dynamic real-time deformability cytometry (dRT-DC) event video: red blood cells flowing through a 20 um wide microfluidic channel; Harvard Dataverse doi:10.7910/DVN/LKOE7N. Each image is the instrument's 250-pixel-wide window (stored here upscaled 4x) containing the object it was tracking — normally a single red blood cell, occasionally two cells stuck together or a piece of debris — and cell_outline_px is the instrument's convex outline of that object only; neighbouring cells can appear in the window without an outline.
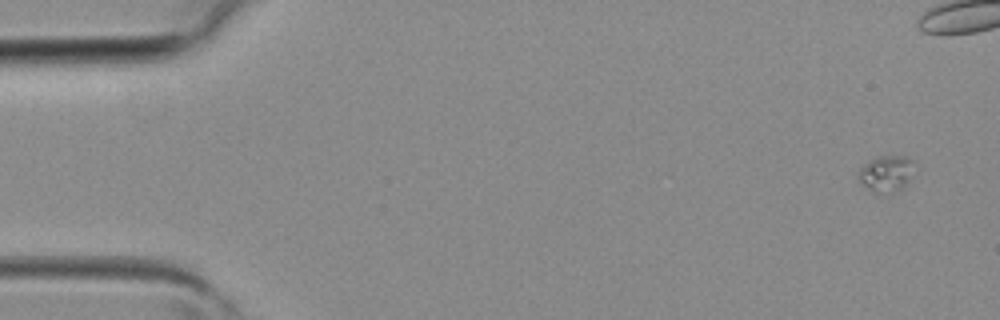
{"species": "common noctule bat (a hibernating species)", "species_latin": "Nyctalus noctula", "temperature_condition": "room temperature", "stored_images_in_passage": 7, "segment_of_instrument_passage": [1, 2], "camera_frame_rate_fps": 3000, "um_per_image_px": 0.085, "animal": {"sex": "female", "body_mass_g": 19.3, "forearm_length_mm": 54.1}, "frame": {"image": 1, "passage_image": 1, "time_ms": 0.0, "image_size_px": [1000, 320], "cell_outline_px": [[912, 160], [908, 180], [904, 188], [892, 192], [876, 192], [868, 188], [856, 180], [856, 172], [868, 160], [880, 156], [904, 156]], "centroid_in_image_um": [75.23, 14.75], "position_along_channel_um": 9.8, "area_um2": 11.56}}